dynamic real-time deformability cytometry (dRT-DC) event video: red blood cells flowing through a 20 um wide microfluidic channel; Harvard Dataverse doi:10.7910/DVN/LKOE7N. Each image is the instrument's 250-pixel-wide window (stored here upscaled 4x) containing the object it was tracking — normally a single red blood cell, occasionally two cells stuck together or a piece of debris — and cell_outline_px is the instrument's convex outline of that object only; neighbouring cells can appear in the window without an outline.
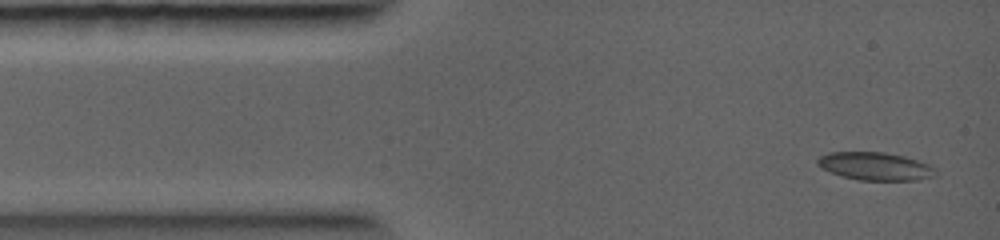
{"species": "common noctule bat (a hibernating species)", "species_latin": "Nyctalus noctula", "temperature_condition": "warm", "stored_images_in_passage": 5, "camera_frame_rate_fps": 5000, "um_per_image_px": 0.085, "animal": {"sex": "female", "body_mass_g": 19.0, "forearm_length_mm": 56.7}, "frame": {"image": 1, "passage_image": 1, "time_ms": 0.0, "image_size_px": [1000, 240], "cell_outline_px": [[936, 176], [920, 180], [860, 180], [844, 176], [820, 168], [816, 164], [816, 160], [820, 156], [828, 152], [884, 152], [904, 156], [928, 164], [936, 168]], "centroid_in_image_um": [74.4, 14.13], "position_along_channel_um": 10.6, "area_um2": 19.25}}
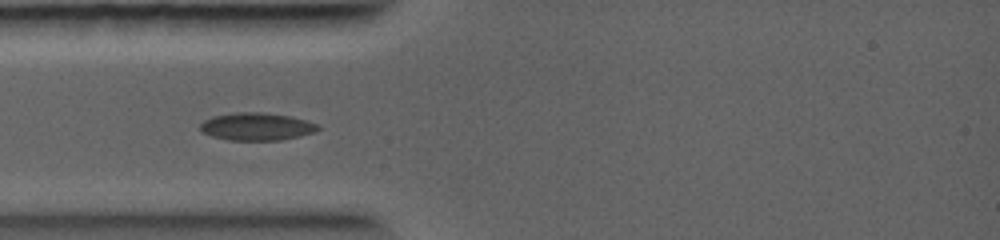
{"frame": {"image": 2, "passage_image": 4, "time_ms": 2.0, "image_size_px": [1000, 240], "cell_outline_px": [[320, 128], [316, 132], [300, 136], [280, 140], [228, 140], [212, 136], [200, 132], [200, 124], [204, 120], [212, 116], [236, 112], [260, 112], [292, 116], [316, 124]], "centroid_in_image_um": [21.79, 10.76], "position_along_channel_um": 63.2, "area_um2": 19.02}}